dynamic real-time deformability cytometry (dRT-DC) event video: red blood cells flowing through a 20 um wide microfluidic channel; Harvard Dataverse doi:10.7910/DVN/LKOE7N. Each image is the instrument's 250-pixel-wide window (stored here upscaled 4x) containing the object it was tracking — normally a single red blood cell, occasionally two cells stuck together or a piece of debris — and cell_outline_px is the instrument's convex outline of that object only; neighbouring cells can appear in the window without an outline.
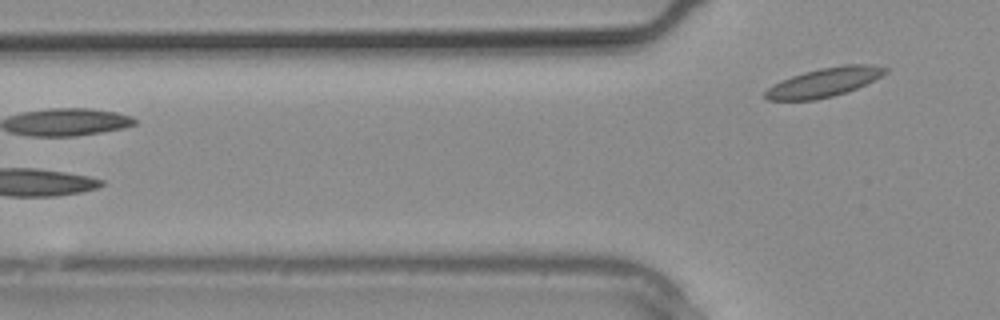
{"species": "common noctule bat (a hibernating species)", "species_latin": "Nyctalus noctula", "temperature_condition": "warm", "stored_images_in_passage": 7, "camera_frame_rate_fps": 3000, "um_per_image_px": 0.085, "animal": {"sex": "male", "body_mass_g": 20.4}, "frame": {"image": 1, "passage_image": 7, "time_ms": 2.0, "image_size_px": [1000, 320], "cell_outline_px": [[892, 68], [888, 72], [848, 92], [816, 100], [768, 100], [764, 96], [764, 92], [772, 84], [792, 76], [804, 72], [820, 68], [844, 64], [868, 64]], "centroid_in_image_um": [70.06, 6.99], "position_along_channel_um": 55.7, "area_um2": 20.29}}